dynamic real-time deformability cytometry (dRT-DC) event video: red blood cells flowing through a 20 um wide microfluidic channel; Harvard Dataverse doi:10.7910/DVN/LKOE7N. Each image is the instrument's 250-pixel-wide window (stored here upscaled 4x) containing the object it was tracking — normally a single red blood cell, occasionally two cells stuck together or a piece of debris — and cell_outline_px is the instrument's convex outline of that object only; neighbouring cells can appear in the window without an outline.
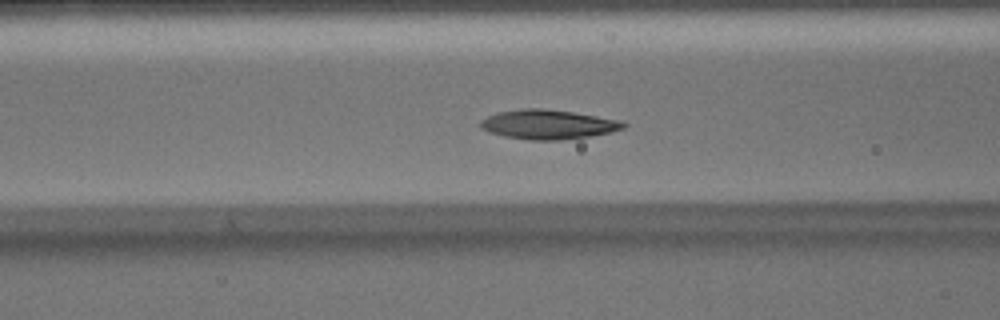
{"species": "Egyptian fruit bat (a non-hibernating species)", "species_latin": "Rousettus aegyptiacus", "temperature_condition": "warm", "stored_images_in_passage": 42, "camera_frame_rate_fps": 3000, "um_per_image_px": 0.085, "animal": {"sex": "male"}, "frame": {"image": 1, "passage_image": 11, "time_ms": 3.333, "image_size_px": [1000, 320], "cell_outline_px": [[628, 124], [624, 128], [612, 132], [588, 136], [560, 140], [528, 140], [504, 136], [488, 132], [480, 128], [480, 120], [496, 112], [520, 108], [544, 108], [572, 112], [624, 120]], "centroid_in_image_um": [46.59, 10.57], "position_along_channel_um": 120.0, "area_um2": 24.8}}
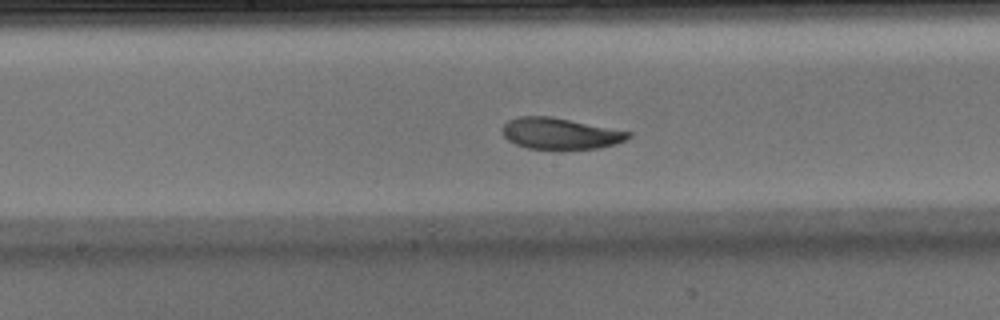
{"frame": {"image": 2, "passage_image": 17, "time_ms": 5.333, "image_size_px": [1000, 320], "cell_outline_px": [[632, 136], [616, 144], [596, 148], [560, 152], [528, 148], [516, 144], [508, 140], [504, 136], [504, 124], [508, 120], [520, 116], [552, 116], [632, 132]], "centroid_in_image_um": [47.64, 11.39], "position_along_channel_um": 200.6, "area_um2": 23.58}}
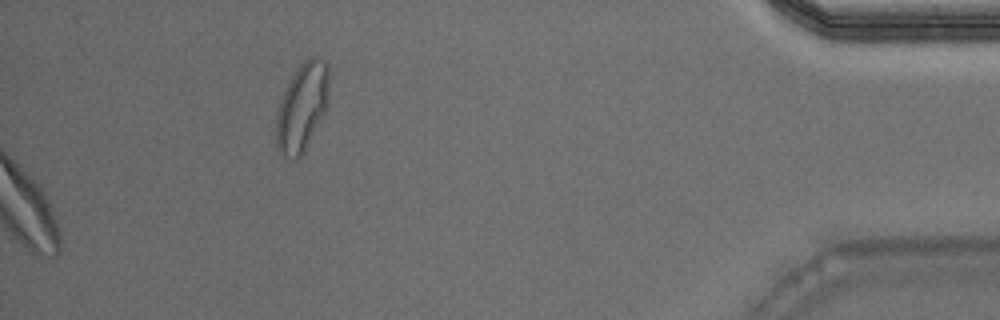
{"frame": {"image": 3, "passage_image": 42, "time_ms": 13.667, "image_size_px": [1000, 320], "cell_outline_px": [[328, 104], [304, 152], [296, 160], [292, 160], [284, 156], [276, 148], [276, 116], [280, 100], [296, 68], [308, 56], [316, 56], [324, 60], [328, 64]], "centroid_in_image_um": [25.67, 9.1], "position_along_channel_um": 409.5, "area_um2": 27.17}, "authors_computed_cell_mechanics": {"area_um2": 24.1604, "velocity_mm_per_s": 4.0211, "shape_relaxation_time_tau1_ms": 2.5979, "shape_relaxation_time_tau2_ms": 3.7149, "deformation_change_tau1": 0.1178, "deformation_change_tau2": 0.1073}}